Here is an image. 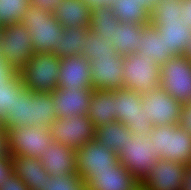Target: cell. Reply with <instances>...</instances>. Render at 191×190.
Here are the masks:
<instances>
[{
	"instance_id": "5bb4252c",
	"label": "cell",
	"mask_w": 191,
	"mask_h": 190,
	"mask_svg": "<svg viewBox=\"0 0 191 190\" xmlns=\"http://www.w3.org/2000/svg\"><path fill=\"white\" fill-rule=\"evenodd\" d=\"M124 55L113 58H96L90 62L91 88L93 90H118L124 88Z\"/></svg>"
},
{
	"instance_id": "484cf974",
	"label": "cell",
	"mask_w": 191,
	"mask_h": 190,
	"mask_svg": "<svg viewBox=\"0 0 191 190\" xmlns=\"http://www.w3.org/2000/svg\"><path fill=\"white\" fill-rule=\"evenodd\" d=\"M57 119L51 94L31 92V120L39 128H51Z\"/></svg>"
},
{
	"instance_id": "7402d4cb",
	"label": "cell",
	"mask_w": 191,
	"mask_h": 190,
	"mask_svg": "<svg viewBox=\"0 0 191 190\" xmlns=\"http://www.w3.org/2000/svg\"><path fill=\"white\" fill-rule=\"evenodd\" d=\"M53 15L63 28L89 27L91 8L86 0H63Z\"/></svg>"
},
{
	"instance_id": "74e56055",
	"label": "cell",
	"mask_w": 191,
	"mask_h": 190,
	"mask_svg": "<svg viewBox=\"0 0 191 190\" xmlns=\"http://www.w3.org/2000/svg\"><path fill=\"white\" fill-rule=\"evenodd\" d=\"M62 1L63 0H29V4L53 14Z\"/></svg>"
},
{
	"instance_id": "ee69618b",
	"label": "cell",
	"mask_w": 191,
	"mask_h": 190,
	"mask_svg": "<svg viewBox=\"0 0 191 190\" xmlns=\"http://www.w3.org/2000/svg\"><path fill=\"white\" fill-rule=\"evenodd\" d=\"M182 190H191V165L187 168Z\"/></svg>"
},
{
	"instance_id": "52a82bcc",
	"label": "cell",
	"mask_w": 191,
	"mask_h": 190,
	"mask_svg": "<svg viewBox=\"0 0 191 190\" xmlns=\"http://www.w3.org/2000/svg\"><path fill=\"white\" fill-rule=\"evenodd\" d=\"M160 86L182 105L191 103V60L186 55L171 57L160 67Z\"/></svg>"
},
{
	"instance_id": "7a4b0ae2",
	"label": "cell",
	"mask_w": 191,
	"mask_h": 190,
	"mask_svg": "<svg viewBox=\"0 0 191 190\" xmlns=\"http://www.w3.org/2000/svg\"><path fill=\"white\" fill-rule=\"evenodd\" d=\"M21 23L31 36L34 52L52 54V48L59 43L64 30L57 18L49 11L30 5Z\"/></svg>"
},
{
	"instance_id": "9c48e42d",
	"label": "cell",
	"mask_w": 191,
	"mask_h": 190,
	"mask_svg": "<svg viewBox=\"0 0 191 190\" xmlns=\"http://www.w3.org/2000/svg\"><path fill=\"white\" fill-rule=\"evenodd\" d=\"M124 88L145 94L160 87V67L137 53L124 55Z\"/></svg>"
},
{
	"instance_id": "cb8c5ba5",
	"label": "cell",
	"mask_w": 191,
	"mask_h": 190,
	"mask_svg": "<svg viewBox=\"0 0 191 190\" xmlns=\"http://www.w3.org/2000/svg\"><path fill=\"white\" fill-rule=\"evenodd\" d=\"M90 27H69L64 28L60 41L52 48V54L60 59L68 58L73 55L83 56L87 43L86 35Z\"/></svg>"
},
{
	"instance_id": "d6a6232c",
	"label": "cell",
	"mask_w": 191,
	"mask_h": 190,
	"mask_svg": "<svg viewBox=\"0 0 191 190\" xmlns=\"http://www.w3.org/2000/svg\"><path fill=\"white\" fill-rule=\"evenodd\" d=\"M24 88L18 72L2 83L0 86V121L13 110L15 95H19Z\"/></svg>"
},
{
	"instance_id": "ac0fdd59",
	"label": "cell",
	"mask_w": 191,
	"mask_h": 190,
	"mask_svg": "<svg viewBox=\"0 0 191 190\" xmlns=\"http://www.w3.org/2000/svg\"><path fill=\"white\" fill-rule=\"evenodd\" d=\"M87 190H141L140 182L119 163L113 170L95 171Z\"/></svg>"
},
{
	"instance_id": "1f68e13d",
	"label": "cell",
	"mask_w": 191,
	"mask_h": 190,
	"mask_svg": "<svg viewBox=\"0 0 191 190\" xmlns=\"http://www.w3.org/2000/svg\"><path fill=\"white\" fill-rule=\"evenodd\" d=\"M87 43L83 57L93 61L96 58H113L119 53L113 45L108 43V38L91 30L86 35Z\"/></svg>"
},
{
	"instance_id": "4fadbf2b",
	"label": "cell",
	"mask_w": 191,
	"mask_h": 190,
	"mask_svg": "<svg viewBox=\"0 0 191 190\" xmlns=\"http://www.w3.org/2000/svg\"><path fill=\"white\" fill-rule=\"evenodd\" d=\"M187 168L183 163L159 158L140 183L141 190H182Z\"/></svg>"
},
{
	"instance_id": "83f0119b",
	"label": "cell",
	"mask_w": 191,
	"mask_h": 190,
	"mask_svg": "<svg viewBox=\"0 0 191 190\" xmlns=\"http://www.w3.org/2000/svg\"><path fill=\"white\" fill-rule=\"evenodd\" d=\"M0 123L5 129L34 125V121L31 120V91L29 89L24 88L19 95H15L13 110Z\"/></svg>"
},
{
	"instance_id": "5b68a950",
	"label": "cell",
	"mask_w": 191,
	"mask_h": 190,
	"mask_svg": "<svg viewBox=\"0 0 191 190\" xmlns=\"http://www.w3.org/2000/svg\"><path fill=\"white\" fill-rule=\"evenodd\" d=\"M116 120L126 125L133 134H151L153 124L141 107L142 94L126 88L113 90Z\"/></svg>"
},
{
	"instance_id": "d590c367",
	"label": "cell",
	"mask_w": 191,
	"mask_h": 190,
	"mask_svg": "<svg viewBox=\"0 0 191 190\" xmlns=\"http://www.w3.org/2000/svg\"><path fill=\"white\" fill-rule=\"evenodd\" d=\"M0 190H30L26 184L14 173L0 184Z\"/></svg>"
},
{
	"instance_id": "ffe728a7",
	"label": "cell",
	"mask_w": 191,
	"mask_h": 190,
	"mask_svg": "<svg viewBox=\"0 0 191 190\" xmlns=\"http://www.w3.org/2000/svg\"><path fill=\"white\" fill-rule=\"evenodd\" d=\"M14 174L19 177L30 190H42L47 181V170L42 162L29 156H11Z\"/></svg>"
},
{
	"instance_id": "ba28073f",
	"label": "cell",
	"mask_w": 191,
	"mask_h": 190,
	"mask_svg": "<svg viewBox=\"0 0 191 190\" xmlns=\"http://www.w3.org/2000/svg\"><path fill=\"white\" fill-rule=\"evenodd\" d=\"M151 134H134L125 148L117 155L119 162L141 183L159 159L156 148L151 144Z\"/></svg>"
},
{
	"instance_id": "44dd1931",
	"label": "cell",
	"mask_w": 191,
	"mask_h": 190,
	"mask_svg": "<svg viewBox=\"0 0 191 190\" xmlns=\"http://www.w3.org/2000/svg\"><path fill=\"white\" fill-rule=\"evenodd\" d=\"M174 56L186 55L191 42V28L186 21H165L155 26Z\"/></svg>"
},
{
	"instance_id": "7bdbcfd3",
	"label": "cell",
	"mask_w": 191,
	"mask_h": 190,
	"mask_svg": "<svg viewBox=\"0 0 191 190\" xmlns=\"http://www.w3.org/2000/svg\"><path fill=\"white\" fill-rule=\"evenodd\" d=\"M91 9L102 6H111L114 0H86Z\"/></svg>"
},
{
	"instance_id": "603a6c76",
	"label": "cell",
	"mask_w": 191,
	"mask_h": 190,
	"mask_svg": "<svg viewBox=\"0 0 191 190\" xmlns=\"http://www.w3.org/2000/svg\"><path fill=\"white\" fill-rule=\"evenodd\" d=\"M87 116L95 128L116 121L113 91L94 90L90 98Z\"/></svg>"
},
{
	"instance_id": "8d00e7d4",
	"label": "cell",
	"mask_w": 191,
	"mask_h": 190,
	"mask_svg": "<svg viewBox=\"0 0 191 190\" xmlns=\"http://www.w3.org/2000/svg\"><path fill=\"white\" fill-rule=\"evenodd\" d=\"M14 173L11 156L0 157V184Z\"/></svg>"
},
{
	"instance_id": "9a60e30c",
	"label": "cell",
	"mask_w": 191,
	"mask_h": 190,
	"mask_svg": "<svg viewBox=\"0 0 191 190\" xmlns=\"http://www.w3.org/2000/svg\"><path fill=\"white\" fill-rule=\"evenodd\" d=\"M90 60L83 56L73 55L61 59L59 70V89L91 88Z\"/></svg>"
},
{
	"instance_id": "60d3db41",
	"label": "cell",
	"mask_w": 191,
	"mask_h": 190,
	"mask_svg": "<svg viewBox=\"0 0 191 190\" xmlns=\"http://www.w3.org/2000/svg\"><path fill=\"white\" fill-rule=\"evenodd\" d=\"M9 149H8V141H7V134L5 128L0 123V157L1 156H9Z\"/></svg>"
},
{
	"instance_id": "e575fe53",
	"label": "cell",
	"mask_w": 191,
	"mask_h": 190,
	"mask_svg": "<svg viewBox=\"0 0 191 190\" xmlns=\"http://www.w3.org/2000/svg\"><path fill=\"white\" fill-rule=\"evenodd\" d=\"M42 190H87L86 181L77 173L67 177L47 174V181Z\"/></svg>"
},
{
	"instance_id": "bcb514c9",
	"label": "cell",
	"mask_w": 191,
	"mask_h": 190,
	"mask_svg": "<svg viewBox=\"0 0 191 190\" xmlns=\"http://www.w3.org/2000/svg\"><path fill=\"white\" fill-rule=\"evenodd\" d=\"M186 56L191 60V42L186 50Z\"/></svg>"
},
{
	"instance_id": "f1b7e54d",
	"label": "cell",
	"mask_w": 191,
	"mask_h": 190,
	"mask_svg": "<svg viewBox=\"0 0 191 190\" xmlns=\"http://www.w3.org/2000/svg\"><path fill=\"white\" fill-rule=\"evenodd\" d=\"M144 25L121 23L113 38V46L119 54L129 55L138 52Z\"/></svg>"
},
{
	"instance_id": "277c9868",
	"label": "cell",
	"mask_w": 191,
	"mask_h": 190,
	"mask_svg": "<svg viewBox=\"0 0 191 190\" xmlns=\"http://www.w3.org/2000/svg\"><path fill=\"white\" fill-rule=\"evenodd\" d=\"M32 45L31 36L21 22L1 27L0 56L16 72L35 54Z\"/></svg>"
},
{
	"instance_id": "6da1fadb",
	"label": "cell",
	"mask_w": 191,
	"mask_h": 190,
	"mask_svg": "<svg viewBox=\"0 0 191 190\" xmlns=\"http://www.w3.org/2000/svg\"><path fill=\"white\" fill-rule=\"evenodd\" d=\"M61 59L55 54H34L19 71L23 85L33 93L49 94L58 88Z\"/></svg>"
},
{
	"instance_id": "e0dca14e",
	"label": "cell",
	"mask_w": 191,
	"mask_h": 190,
	"mask_svg": "<svg viewBox=\"0 0 191 190\" xmlns=\"http://www.w3.org/2000/svg\"><path fill=\"white\" fill-rule=\"evenodd\" d=\"M77 151L57 141L48 144L39 159L48 174L52 176L67 177L76 173Z\"/></svg>"
},
{
	"instance_id": "4dcf8cb0",
	"label": "cell",
	"mask_w": 191,
	"mask_h": 190,
	"mask_svg": "<svg viewBox=\"0 0 191 190\" xmlns=\"http://www.w3.org/2000/svg\"><path fill=\"white\" fill-rule=\"evenodd\" d=\"M182 0H158L151 12V24L160 26L165 21H185Z\"/></svg>"
},
{
	"instance_id": "f35d334b",
	"label": "cell",
	"mask_w": 191,
	"mask_h": 190,
	"mask_svg": "<svg viewBox=\"0 0 191 190\" xmlns=\"http://www.w3.org/2000/svg\"><path fill=\"white\" fill-rule=\"evenodd\" d=\"M179 125L191 134V103L183 105Z\"/></svg>"
},
{
	"instance_id": "836d02e7",
	"label": "cell",
	"mask_w": 191,
	"mask_h": 190,
	"mask_svg": "<svg viewBox=\"0 0 191 190\" xmlns=\"http://www.w3.org/2000/svg\"><path fill=\"white\" fill-rule=\"evenodd\" d=\"M29 6V0H0V27L21 22Z\"/></svg>"
},
{
	"instance_id": "ab89813d",
	"label": "cell",
	"mask_w": 191,
	"mask_h": 190,
	"mask_svg": "<svg viewBox=\"0 0 191 190\" xmlns=\"http://www.w3.org/2000/svg\"><path fill=\"white\" fill-rule=\"evenodd\" d=\"M15 73L16 71L8 63L4 62L0 56V86Z\"/></svg>"
},
{
	"instance_id": "f546056e",
	"label": "cell",
	"mask_w": 191,
	"mask_h": 190,
	"mask_svg": "<svg viewBox=\"0 0 191 190\" xmlns=\"http://www.w3.org/2000/svg\"><path fill=\"white\" fill-rule=\"evenodd\" d=\"M111 7L121 23H151V12L136 0H114Z\"/></svg>"
},
{
	"instance_id": "8992f818",
	"label": "cell",
	"mask_w": 191,
	"mask_h": 190,
	"mask_svg": "<svg viewBox=\"0 0 191 190\" xmlns=\"http://www.w3.org/2000/svg\"><path fill=\"white\" fill-rule=\"evenodd\" d=\"M10 156H29L40 159L48 144L53 142L50 128L15 126L5 129Z\"/></svg>"
},
{
	"instance_id": "4316f807",
	"label": "cell",
	"mask_w": 191,
	"mask_h": 190,
	"mask_svg": "<svg viewBox=\"0 0 191 190\" xmlns=\"http://www.w3.org/2000/svg\"><path fill=\"white\" fill-rule=\"evenodd\" d=\"M121 26L111 6H102L91 9L90 30L97 32L102 37L108 38V43L113 45L115 32Z\"/></svg>"
},
{
	"instance_id": "b9f144b4",
	"label": "cell",
	"mask_w": 191,
	"mask_h": 190,
	"mask_svg": "<svg viewBox=\"0 0 191 190\" xmlns=\"http://www.w3.org/2000/svg\"><path fill=\"white\" fill-rule=\"evenodd\" d=\"M183 4V17L189 23L191 28V0H182Z\"/></svg>"
},
{
	"instance_id": "7c38bea8",
	"label": "cell",
	"mask_w": 191,
	"mask_h": 190,
	"mask_svg": "<svg viewBox=\"0 0 191 190\" xmlns=\"http://www.w3.org/2000/svg\"><path fill=\"white\" fill-rule=\"evenodd\" d=\"M141 107L150 117L153 126L180 124L183 105L169 96L161 86L142 94Z\"/></svg>"
},
{
	"instance_id": "f6af8a7d",
	"label": "cell",
	"mask_w": 191,
	"mask_h": 190,
	"mask_svg": "<svg viewBox=\"0 0 191 190\" xmlns=\"http://www.w3.org/2000/svg\"><path fill=\"white\" fill-rule=\"evenodd\" d=\"M143 7L147 8L150 12L156 7L158 0H136Z\"/></svg>"
},
{
	"instance_id": "2e32d148",
	"label": "cell",
	"mask_w": 191,
	"mask_h": 190,
	"mask_svg": "<svg viewBox=\"0 0 191 190\" xmlns=\"http://www.w3.org/2000/svg\"><path fill=\"white\" fill-rule=\"evenodd\" d=\"M92 88L59 89L50 92L55 103L57 118H69L77 114L87 115Z\"/></svg>"
},
{
	"instance_id": "d4e9b609",
	"label": "cell",
	"mask_w": 191,
	"mask_h": 190,
	"mask_svg": "<svg viewBox=\"0 0 191 190\" xmlns=\"http://www.w3.org/2000/svg\"><path fill=\"white\" fill-rule=\"evenodd\" d=\"M133 135L126 125L116 120L96 128L95 140L118 154Z\"/></svg>"
},
{
	"instance_id": "30bf717a",
	"label": "cell",
	"mask_w": 191,
	"mask_h": 190,
	"mask_svg": "<svg viewBox=\"0 0 191 190\" xmlns=\"http://www.w3.org/2000/svg\"><path fill=\"white\" fill-rule=\"evenodd\" d=\"M119 163L117 153L93 139L77 150L76 173L87 183L95 171L113 170Z\"/></svg>"
},
{
	"instance_id": "d6986e66",
	"label": "cell",
	"mask_w": 191,
	"mask_h": 190,
	"mask_svg": "<svg viewBox=\"0 0 191 190\" xmlns=\"http://www.w3.org/2000/svg\"><path fill=\"white\" fill-rule=\"evenodd\" d=\"M137 55L152 59L159 67L163 66L171 57H174L169 48L166 47L162 35L151 23L144 25L142 29Z\"/></svg>"
},
{
	"instance_id": "8fae6325",
	"label": "cell",
	"mask_w": 191,
	"mask_h": 190,
	"mask_svg": "<svg viewBox=\"0 0 191 190\" xmlns=\"http://www.w3.org/2000/svg\"><path fill=\"white\" fill-rule=\"evenodd\" d=\"M53 140L76 151L95 139L96 128L87 115L77 114L69 118H57L50 128Z\"/></svg>"
},
{
	"instance_id": "3957f363",
	"label": "cell",
	"mask_w": 191,
	"mask_h": 190,
	"mask_svg": "<svg viewBox=\"0 0 191 190\" xmlns=\"http://www.w3.org/2000/svg\"><path fill=\"white\" fill-rule=\"evenodd\" d=\"M151 138L158 158L191 165V134L180 125L154 126Z\"/></svg>"
}]
</instances>
